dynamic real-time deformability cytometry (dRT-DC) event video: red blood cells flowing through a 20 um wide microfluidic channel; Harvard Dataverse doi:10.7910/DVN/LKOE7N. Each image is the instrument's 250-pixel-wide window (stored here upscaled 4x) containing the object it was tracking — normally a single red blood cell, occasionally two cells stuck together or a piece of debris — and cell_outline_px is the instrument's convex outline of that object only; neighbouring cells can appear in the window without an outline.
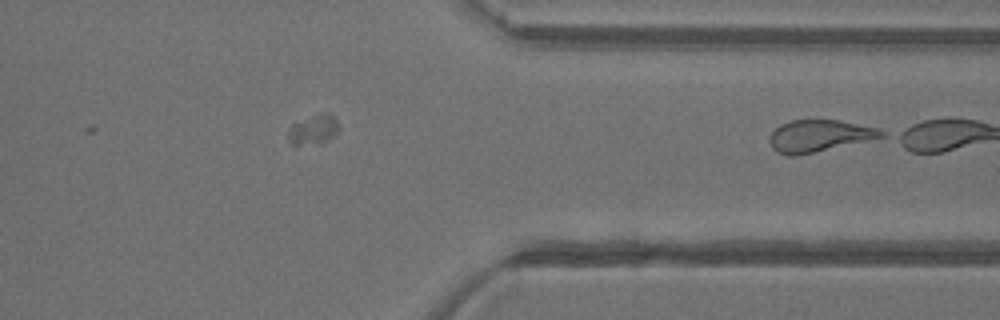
{"species": "common noctule bat (a hibernating species)", "species_latin": "Nyctalus noctula", "temperature_condition": "warm", "stored_images_in_passage": 43, "camera_frame_rate_fps": 3000, "um_per_image_px": 0.085, "animal": {"sex": "female"}, "frame": {"image": 1, "passage_image": 43, "time_ms": 14.0, "image_size_px": [1000, 320], "cell_outline_px": [[884, 136], [796, 156], [788, 156], [772, 148], [768, 140], [772, 132], [780, 124], [792, 120], [840, 120], [876, 128], [884, 132]], "centroid_in_image_um": [69.56, 11.54], "position_along_channel_um": 341.8, "area_um2": 20.29}}